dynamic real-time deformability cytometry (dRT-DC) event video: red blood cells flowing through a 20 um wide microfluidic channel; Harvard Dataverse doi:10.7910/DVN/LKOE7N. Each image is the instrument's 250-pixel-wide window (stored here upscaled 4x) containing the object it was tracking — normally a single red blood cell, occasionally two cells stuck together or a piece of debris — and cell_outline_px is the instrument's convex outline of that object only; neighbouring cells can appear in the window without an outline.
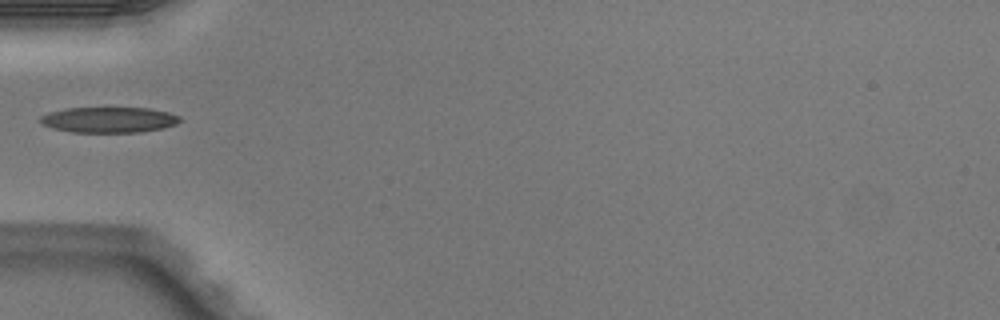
{"species": "Egyptian fruit bat (a non-hibernating species)", "species_latin": "Rousettus aegyptiacus", "temperature_condition": "warm", "stored_images_in_passage": 34, "camera_frame_rate_fps": 3000, "um_per_image_px": 0.085, "animal": {"sex": "male"}, "frame": {"image": 1, "passage_image": 1, "time_ms": 0.0, "image_size_px": [1000, 320], "cell_outline_px": [[180, 120], [176, 124], [164, 128], [140, 132], [72, 132], [56, 128], [44, 124], [40, 120], [40, 116], [48, 112], [64, 108], [148, 108], [168, 112], [180, 116]], "centroid_in_image_um": [9.28, 10.17], "position_along_channel_um": 75.7, "area_um2": 20.69}}
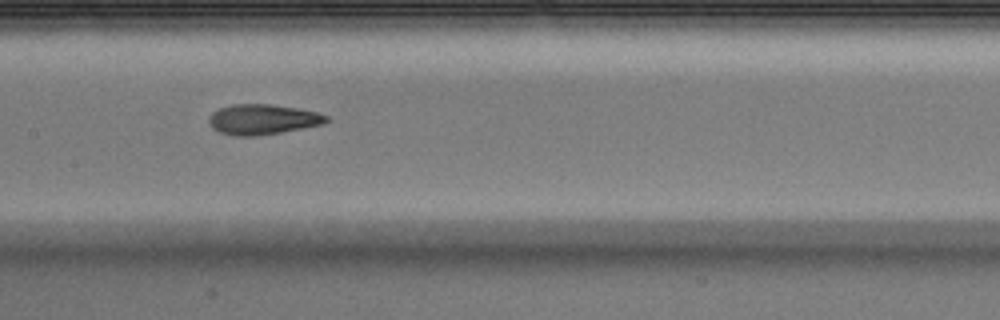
{"frame": {"image": 2, "passage_image": 9, "time_ms": 2.667, "image_size_px": [1000, 320], "cell_outline_px": [[328, 120], [324, 124], [304, 128], [256, 136], [232, 136], [220, 132], [212, 128], [208, 120], [212, 112], [220, 108], [232, 104], [268, 104], [300, 108], [316, 112], [328, 116]], "centroid_in_image_um": [22.32, 10.15], "position_along_channel_um": 185.1, "area_um2": 20.75}}
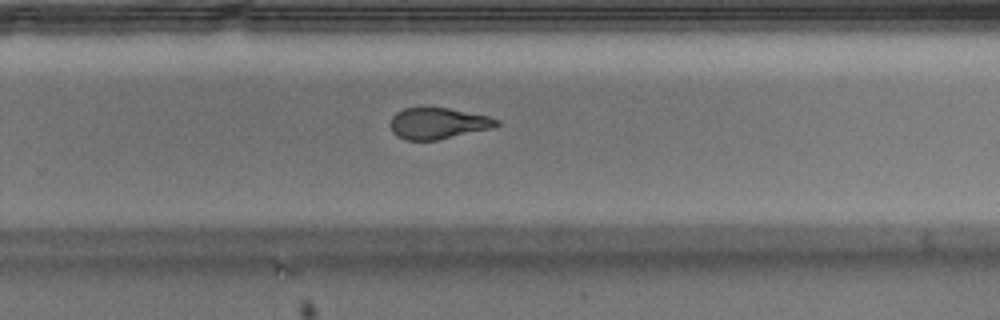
{"frame": {"image": 3, "passage_image": 17, "time_ms": 5.333, "image_size_px": [1000, 320], "cell_outline_px": [[500, 124], [492, 128], [436, 140], [404, 140], [396, 136], [392, 132], [388, 124], [392, 116], [396, 112], [404, 108], [448, 108], [488, 116], [500, 120]], "centroid_in_image_um": [37.18, 10.49], "position_along_channel_um": 292.6, "area_um2": 19.36}}